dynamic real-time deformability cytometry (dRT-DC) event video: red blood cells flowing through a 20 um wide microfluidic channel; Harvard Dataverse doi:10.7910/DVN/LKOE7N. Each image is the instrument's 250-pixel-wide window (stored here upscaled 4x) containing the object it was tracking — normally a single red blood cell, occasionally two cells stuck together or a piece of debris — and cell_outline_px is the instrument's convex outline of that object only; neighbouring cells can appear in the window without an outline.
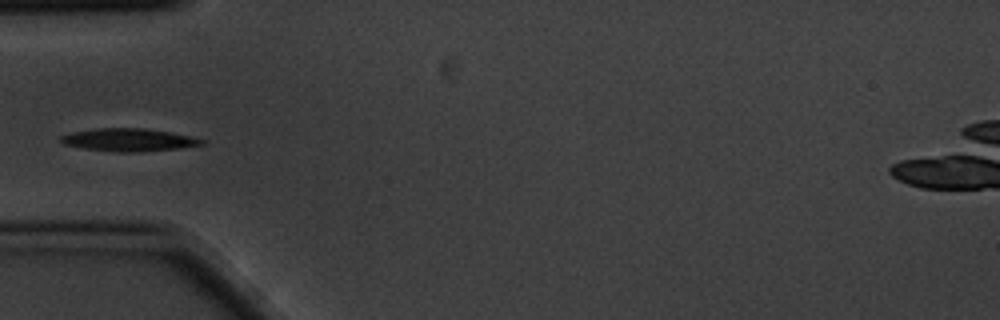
{"species": "common noctule bat (a hibernating species)", "species_latin": "Nyctalus noctula", "temperature_condition": "cold", "stored_images_in_passage": 6, "camera_frame_rate_fps": 3000, "um_per_image_px": 0.085, "animal": {"sex": "male", "body_mass_g": 20.1, "forearm_length_mm": 53.5}, "frame": {"image": 1, "passage_image": 6, "time_ms": 1.667, "image_size_px": [1000, 320], "cell_outline_px": [[208, 140], [204, 144], [180, 148], [140, 152], [116, 152], [84, 148], [64, 144], [60, 140], [60, 136], [72, 132], [96, 128], [144, 128], [192, 136]], "centroid_in_image_um": [10.98, 11.89], "position_along_channel_um": 74.0, "area_um2": 18.73}}